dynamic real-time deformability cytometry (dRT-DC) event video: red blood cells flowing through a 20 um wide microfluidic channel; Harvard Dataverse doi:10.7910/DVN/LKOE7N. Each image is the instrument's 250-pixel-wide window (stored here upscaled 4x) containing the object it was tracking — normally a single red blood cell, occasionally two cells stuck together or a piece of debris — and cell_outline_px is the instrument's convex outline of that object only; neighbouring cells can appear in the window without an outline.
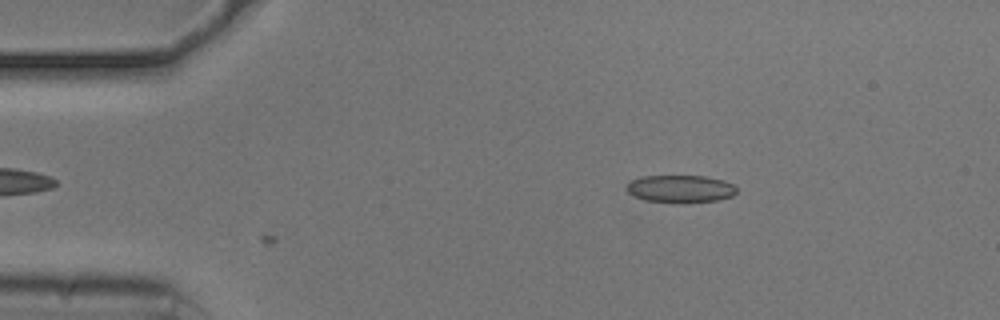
{"species": "common noctule bat (a hibernating species)", "species_latin": "Nyctalus noctula", "temperature_condition": "cold", "stored_images_in_passage": 4, "camera_frame_rate_fps": 3000, "um_per_image_px": 0.085, "animal": {"sex": "male", "body_mass_g": 20.5, "forearm_length_mm": 52.5}, "frame": {"image": 1, "passage_image": 4, "time_ms": 1.0, "image_size_px": [1000, 320], "cell_outline_px": [[736, 192], [732, 196], [716, 200], [680, 204], [644, 200], [628, 192], [624, 188], [632, 180], [640, 176], [704, 176], [724, 180], [732, 184], [736, 188]], "centroid_in_image_um": [57.82, 16.06], "position_along_channel_um": 27.2, "area_um2": 17.8}}